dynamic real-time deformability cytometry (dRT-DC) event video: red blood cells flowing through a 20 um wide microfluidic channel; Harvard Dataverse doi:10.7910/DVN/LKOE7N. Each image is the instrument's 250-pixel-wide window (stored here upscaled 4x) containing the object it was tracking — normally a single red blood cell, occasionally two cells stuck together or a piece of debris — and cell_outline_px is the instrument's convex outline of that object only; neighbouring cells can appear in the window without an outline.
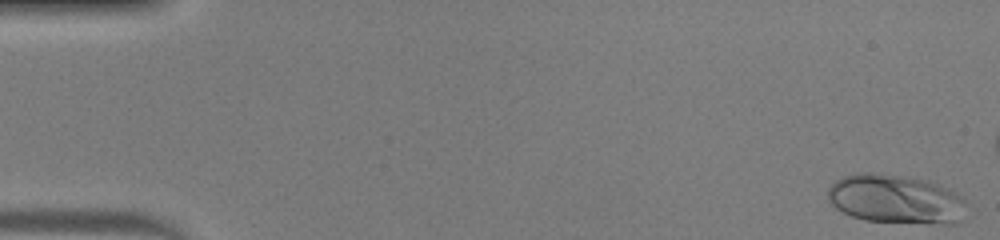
{"species": "human", "species_latin": "Homo sapiens", "temperature_condition": "warm", "stored_images_in_passage": 43, "camera_frame_rate_fps": 3000, "um_per_image_px": 0.085, "donor": {"sex": "male"}, "frame": {"image": 1, "passage_image": 1, "time_ms": 0.0, "image_size_px": [1000, 240], "cell_outline_px": [[964, 220], [956, 224], [944, 224], [864, 220], [852, 216], [836, 208], [828, 200], [828, 188], [836, 180], [844, 176], [856, 172], [872, 172], [900, 176], [924, 180], [936, 184], [956, 192], [964, 200]], "centroid_in_image_um": [76.13, 16.94], "position_along_channel_um": 8.9, "area_um2": 39.54}}
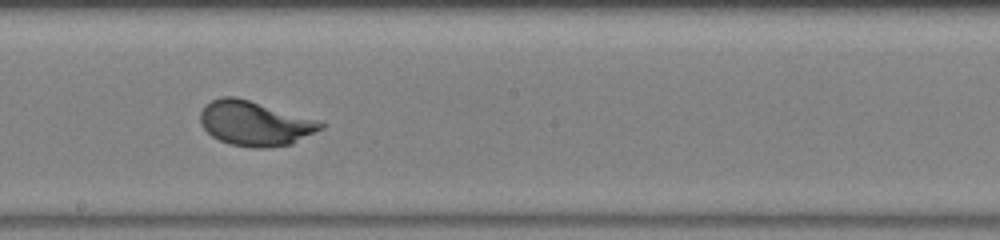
{"frame": {"image": 2, "passage_image": 27, "time_ms": 8.667, "image_size_px": [1000, 240], "cell_outline_px": [[324, 128], [292, 144], [268, 148], [252, 148], [232, 144], [220, 140], [212, 136], [200, 124], [200, 112], [204, 104], [212, 100], [224, 96], [236, 96], [316, 120], [324, 124]], "centroid_in_image_um": [21.63, 10.49], "position_along_channel_um": 226.6, "area_um2": 31.21}}
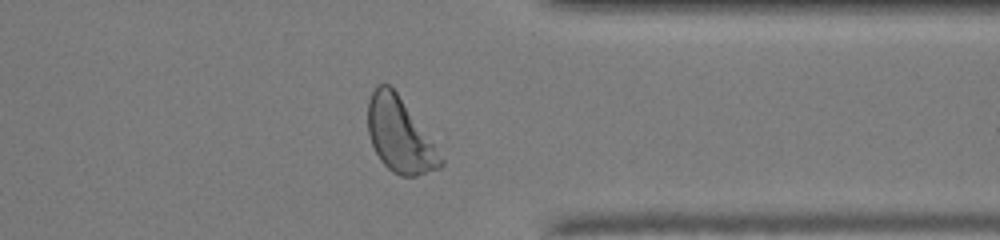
{"frame": {"image": 3, "passage_image": 38, "time_ms": 12.333, "image_size_px": [1000, 240], "cell_outline_px": [[444, 164], [440, 168], [416, 176], [400, 176], [392, 172], [380, 160], [372, 144], [368, 132], [368, 100], [376, 84], [388, 84], [396, 92], [444, 160]], "centroid_in_image_um": [33.94, 11.51], "position_along_channel_um": 377.5, "area_um2": 30.81}}